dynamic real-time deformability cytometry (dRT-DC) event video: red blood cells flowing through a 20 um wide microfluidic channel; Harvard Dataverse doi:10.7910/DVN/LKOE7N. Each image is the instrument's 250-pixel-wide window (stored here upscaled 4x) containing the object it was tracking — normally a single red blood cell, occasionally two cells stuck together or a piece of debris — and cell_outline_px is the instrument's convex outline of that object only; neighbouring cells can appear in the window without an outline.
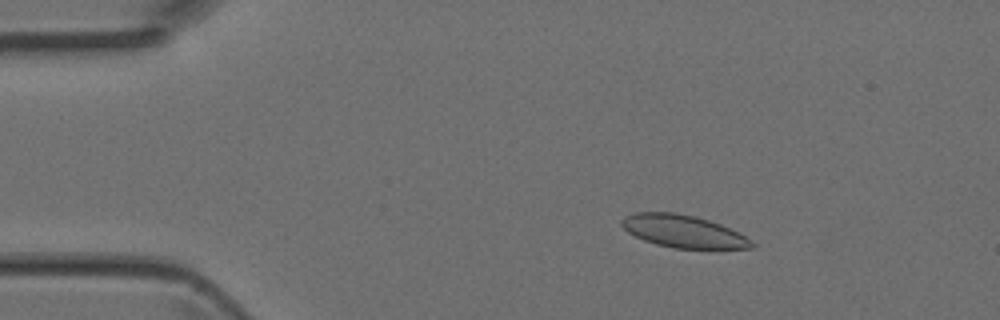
{"species": "Egyptian fruit bat (a non-hibernating species)", "species_latin": "Rousettus aegyptiacus", "temperature_condition": "room temperature", "stored_images_in_passage": 5, "camera_frame_rate_fps": 3000, "um_per_image_px": 0.085, "animal": {"sex": "female"}, "frame": {"image": 1, "passage_image": 3, "time_ms": 0.667, "image_size_px": [1000, 320], "cell_outline_px": [[756, 248], [672, 248], [656, 244], [644, 240], [628, 232], [620, 224], [620, 220], [624, 216], [632, 212], [676, 212], [696, 216], [720, 224], [752, 240], [756, 244]], "centroid_in_image_um": [58.04, 19.65], "position_along_channel_um": 27.0, "area_um2": 24.62}}
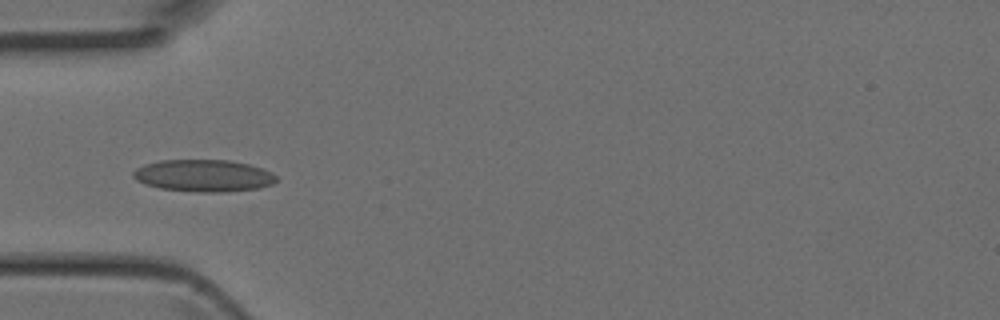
{"frame": {"image": 2, "passage_image": 5, "time_ms": 1.333, "image_size_px": [1000, 320], "cell_outline_px": [[276, 180], [272, 184], [260, 188], [224, 192], [200, 192], [160, 188], [144, 184], [136, 180], [132, 176], [132, 172], [136, 168], [144, 164], [160, 160], [228, 160], [248, 164], [272, 172], [276, 176]], "centroid_in_image_um": [17.28, 14.93], "position_along_channel_um": 67.7, "area_um2": 26.76}}